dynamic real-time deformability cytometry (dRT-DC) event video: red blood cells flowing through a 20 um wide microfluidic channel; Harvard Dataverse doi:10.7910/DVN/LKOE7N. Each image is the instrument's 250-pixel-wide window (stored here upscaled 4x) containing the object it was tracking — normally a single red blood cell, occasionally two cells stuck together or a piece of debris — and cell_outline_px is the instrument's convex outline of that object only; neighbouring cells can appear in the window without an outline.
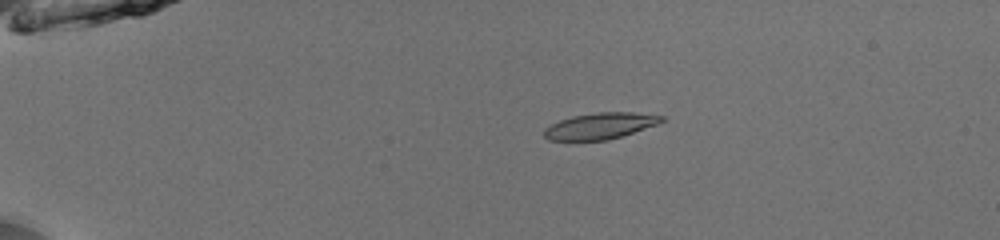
{"species": "common noctule bat (a hibernating species)", "species_latin": "Nyctalus noctula", "temperature_condition": "room temperature", "stored_images_in_passage": 41, "camera_frame_rate_fps": 3000, "um_per_image_px": 0.085, "animal": {"sex": "male", "body_mass_g": 13.0, "forearm_length_mm": 53.1}, "frame": {"image": 1, "passage_image": 1, "time_ms": 0.0, "image_size_px": [1000, 240], "cell_outline_px": [[664, 120], [656, 124], [608, 140], [548, 140], [544, 136], [544, 128], [548, 124], [572, 116], [600, 112], [632, 112], [664, 116]], "centroid_in_image_um": [50.95, 10.7], "position_along_channel_um": 34.0, "area_um2": 17.74}}
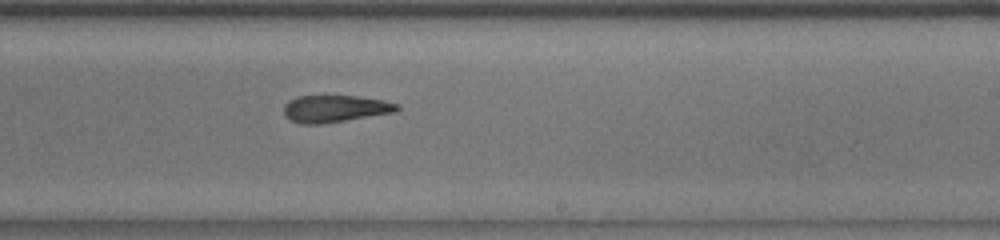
{"frame": {"image": 2, "passage_image": 23, "time_ms": 7.333, "image_size_px": [1000, 240], "cell_outline_px": [[400, 108], [396, 112], [324, 124], [300, 124], [284, 116], [284, 104], [288, 100], [296, 96], [356, 96], [384, 100], [400, 104]], "centroid_in_image_um": [28.48, 9.24], "position_along_channel_um": 260.5, "area_um2": 18.09}}
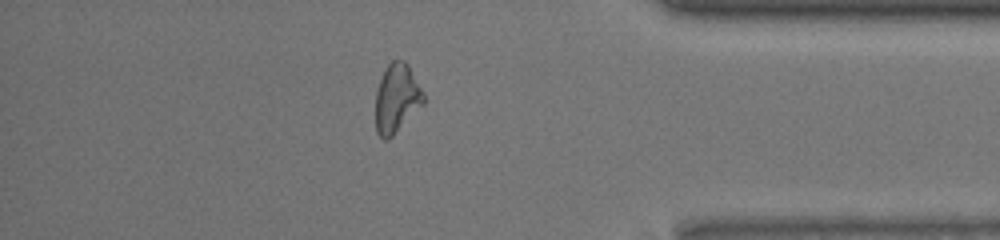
{"frame": {"image": 3, "passage_image": 35, "time_ms": 11.333, "image_size_px": [1000, 240], "cell_outline_px": [[424, 104], [388, 140], [384, 140], [376, 132], [376, 92], [380, 80], [388, 64], [392, 60], [404, 60], [408, 64], [424, 92]], "centroid_in_image_um": [33.73, 8.36], "position_along_channel_um": 401.5, "area_um2": 19.19}, "authors_computed_cell_mechanics": {"area_um2": 18.6694, "velocity_mm_per_s": 3.9716, "shape_relaxation_time_tau1_ms": 7.4877, "shape_relaxation_time_tau2_ms": 4.2937, "deformation_change_tau1": 0.2049, "deformation_change_tau2": 0.09}}